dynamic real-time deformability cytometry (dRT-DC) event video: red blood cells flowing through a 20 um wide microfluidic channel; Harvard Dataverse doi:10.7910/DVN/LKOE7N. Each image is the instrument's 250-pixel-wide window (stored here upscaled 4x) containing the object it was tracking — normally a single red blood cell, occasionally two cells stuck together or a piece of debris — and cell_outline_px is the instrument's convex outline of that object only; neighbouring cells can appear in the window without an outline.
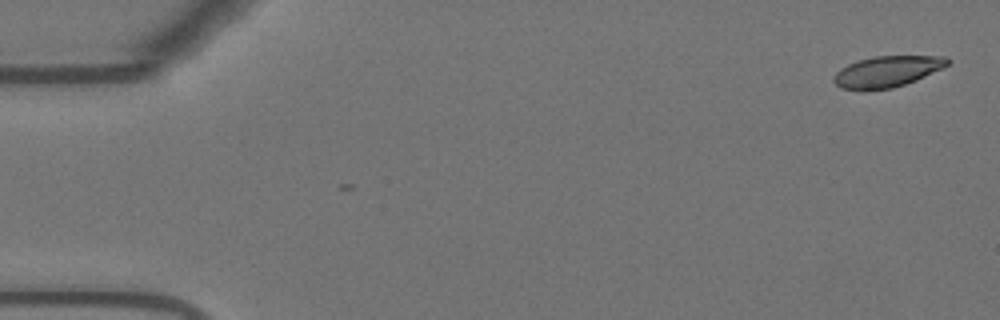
{"species": "Egyptian fruit bat (a non-hibernating species)", "species_latin": "Rousettus aegyptiacus", "temperature_condition": "warm", "stored_images_in_passage": 55, "camera_frame_rate_fps": 3000, "um_per_image_px": 0.085, "animal": {"sex": "female"}, "frame": {"image": 1, "passage_image": 1, "time_ms": 0.0, "image_size_px": [1000, 320], "cell_outline_px": [[952, 60], [948, 64], [916, 80], [892, 88], [864, 92], [840, 88], [832, 80], [832, 76], [840, 68], [856, 60], [872, 56], [944, 56]], "centroid_in_image_um": [75.31, 6.1], "position_along_channel_um": 9.7, "area_um2": 20.92}}
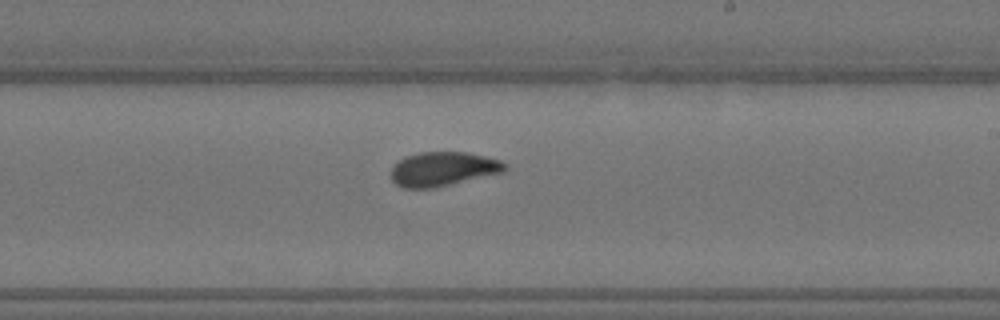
{"frame": {"image": 2, "passage_image": 32, "time_ms": 10.333, "image_size_px": [1000, 320], "cell_outline_px": [[508, 168], [504, 172], [432, 188], [404, 188], [396, 184], [392, 180], [388, 172], [392, 164], [408, 156], [420, 152], [468, 152], [500, 160], [508, 164]], "centroid_in_image_um": [37.63, 14.36], "position_along_channel_um": 251.4, "area_um2": 22.83}}
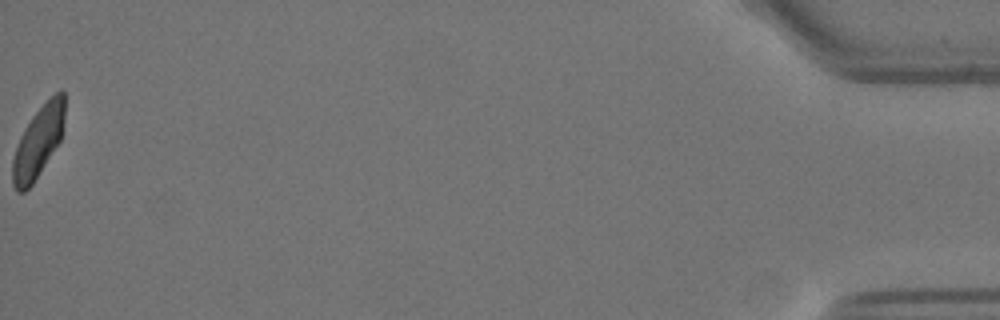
{"frame": {"image": 3, "passage_image": 55, "time_ms": 18.0, "image_size_px": [1000, 320], "cell_outline_px": [[64, 120], [60, 140], [32, 184], [24, 192], [16, 192], [12, 184], [12, 160], [20, 136], [24, 128], [32, 116], [60, 88], [64, 92]], "centroid_in_image_um": [3.23, 12.07], "position_along_channel_um": 432.0, "area_um2": 21.27}, "authors_computed_cell_mechanics": {"area_um2": 22.3686, "velocity_mm_per_s": 3.669, "shape_relaxation_time_tau1_ms": 3.8816, "shape_relaxation_time_tau2_ms": 0.7522, "deformation_change_tau1": 0.1357, "deformation_change_tau2": 0.0422}}